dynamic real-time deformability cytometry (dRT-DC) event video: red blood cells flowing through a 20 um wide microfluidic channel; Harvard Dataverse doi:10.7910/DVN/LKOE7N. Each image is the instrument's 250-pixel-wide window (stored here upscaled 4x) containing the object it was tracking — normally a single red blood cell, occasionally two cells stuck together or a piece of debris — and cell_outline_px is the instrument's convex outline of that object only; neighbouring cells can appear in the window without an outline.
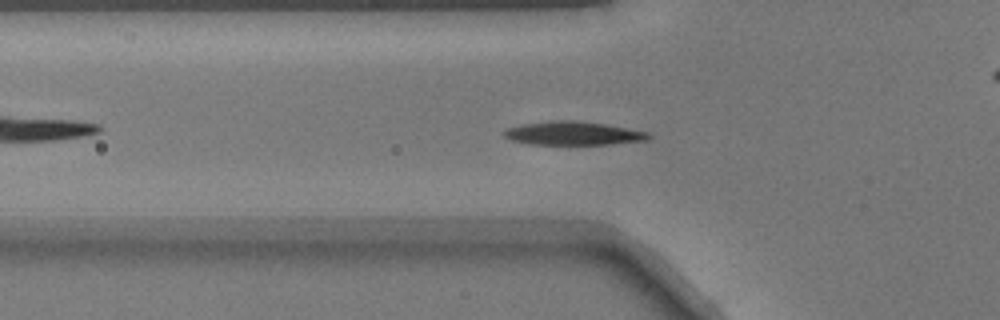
{"species": "common noctule bat (a hibernating species)", "species_latin": "Nyctalus noctula", "temperature_condition": "warm", "stored_images_in_passage": 46, "camera_frame_rate_fps": 3000, "um_per_image_px": 0.085, "animal": {"sex": "male", "body_mass_g": 17.9}, "frame": {"image": 1, "passage_image": 12, "time_ms": 3.667, "image_size_px": [1000, 320], "cell_outline_px": [[652, 136], [648, 140], [608, 144], [528, 144], [512, 140], [504, 136], [500, 132], [508, 128], [520, 124], [556, 120], [572, 120], [604, 124], [648, 132]], "centroid_in_image_um": [48.68, 11.33], "position_along_channel_um": 77.1, "area_um2": 19.71}}
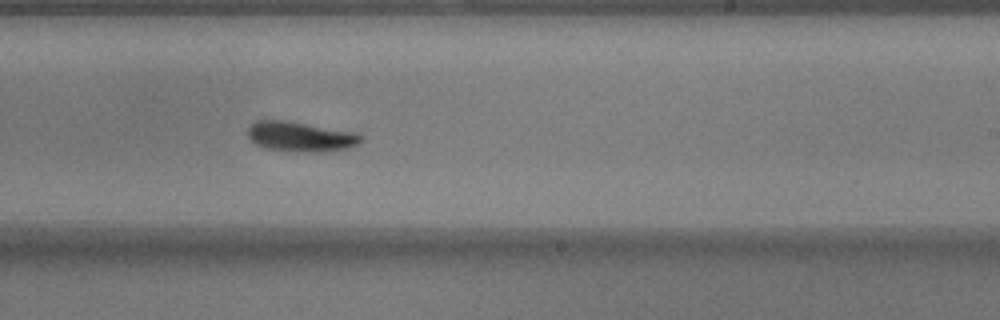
{"frame": {"image": 2, "passage_image": 26, "time_ms": 8.333, "image_size_px": [1000, 320], "cell_outline_px": [[360, 140], [356, 144], [348, 148], [328, 152], [308, 152], [264, 148], [256, 144], [248, 136], [248, 128], [256, 120], [284, 120], [356, 132], [360, 136]], "centroid_in_image_um": [25.53, 11.61], "position_along_channel_um": 263.5, "area_um2": 19.54}}
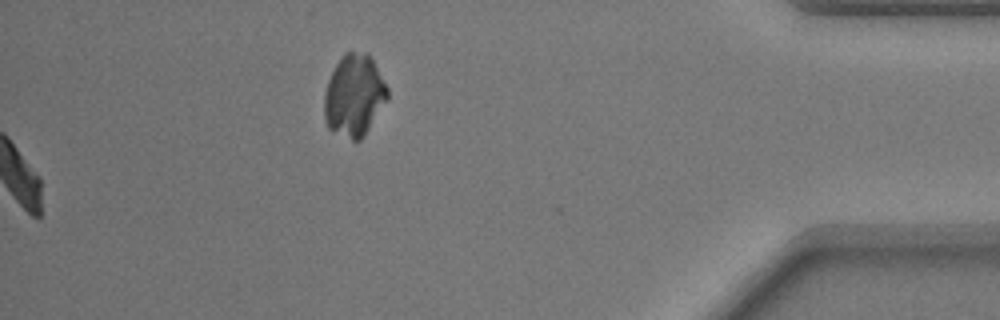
{"frame": {"image": 3, "passage_image": 46, "time_ms": 15.0, "image_size_px": [1000, 320], "cell_outline_px": [[388, 100], [364, 136], [360, 140], [352, 140], [328, 128], [324, 116], [324, 92], [328, 80], [336, 64], [344, 52], [368, 52], [388, 88]], "centroid_in_image_um": [30.11, 8.11], "position_along_channel_um": 405.1, "area_um2": 30.17}}